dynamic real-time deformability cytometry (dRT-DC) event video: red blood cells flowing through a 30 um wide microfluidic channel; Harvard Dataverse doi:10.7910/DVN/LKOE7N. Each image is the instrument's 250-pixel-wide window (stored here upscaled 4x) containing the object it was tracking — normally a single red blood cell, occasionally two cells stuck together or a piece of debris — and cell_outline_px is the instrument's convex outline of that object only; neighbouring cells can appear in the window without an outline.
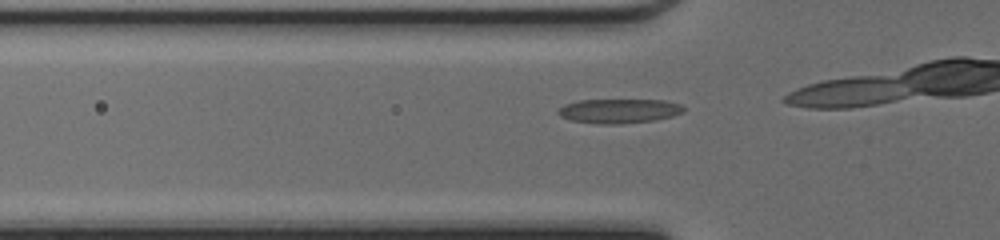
{"species": "common noctule bat (a hibernating species)", "species_latin": "Nyctalus noctula", "temperature_condition": "cold", "stored_images_in_passage": 30, "camera_frame_rate_fps": 3000, "um_per_image_px": 0.085, "animal": {"sex": "female", "body_mass_g": 17.0, "forearm_length_mm": 48.0}, "frame": {"image": 1, "passage_image": 9, "time_ms": 2.667, "image_size_px": [1000, 240], "cell_outline_px": [[684, 112], [672, 116], [652, 120], [620, 124], [600, 124], [572, 120], [560, 116], [556, 112], [564, 104], [580, 100], [664, 100], [680, 104], [684, 108]], "centroid_in_image_um": [52.61, 9.43], "position_along_channel_um": 73.2, "area_um2": 17.69}}
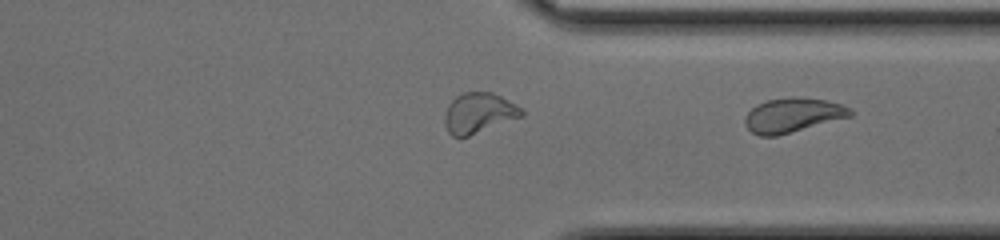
{"frame": {"image": 2, "passage_image": 30, "time_ms": 9.667, "image_size_px": [1000, 240], "cell_outline_px": [[856, 112], [852, 116], [776, 136], [760, 136], [752, 132], [744, 124], [744, 116], [756, 104], [768, 100], [792, 96], [828, 100], [852, 108]], "centroid_in_image_um": [67.4, 9.78], "position_along_channel_um": 344.0, "area_um2": 21.27}}